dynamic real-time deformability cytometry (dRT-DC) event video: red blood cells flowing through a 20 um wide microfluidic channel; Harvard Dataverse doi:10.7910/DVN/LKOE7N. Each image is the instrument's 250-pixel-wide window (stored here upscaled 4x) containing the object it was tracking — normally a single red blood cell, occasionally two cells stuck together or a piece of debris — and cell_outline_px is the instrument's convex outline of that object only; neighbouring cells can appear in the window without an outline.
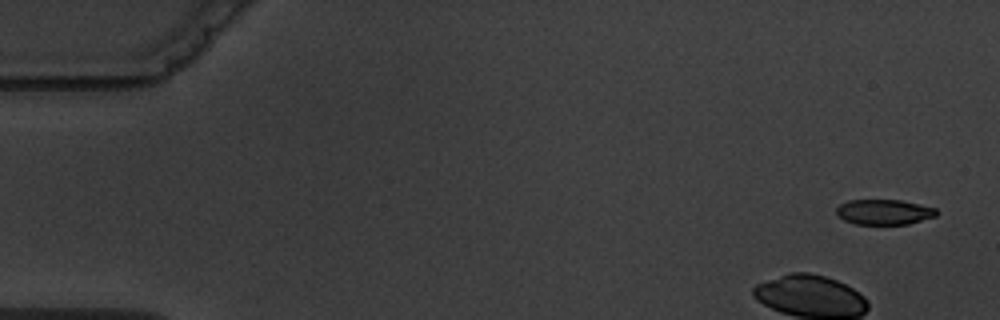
{"species": "common noctule bat (a hibernating species)", "species_latin": "Nyctalus noctula", "temperature_condition": "warm", "stored_images_in_passage": 6, "camera_frame_rate_fps": 3000, "um_per_image_px": 0.085, "animal": {"sex": "male", "body_mass_g": 19.5, "forearm_length_mm": 54.6}, "frame": {"image": 1, "passage_image": 1, "time_ms": 0.0, "image_size_px": [1000, 320], "cell_outline_px": [[936, 216], [908, 224], [856, 224], [844, 220], [836, 212], [836, 208], [840, 204], [848, 200], [900, 200], [920, 204], [936, 208]], "centroid_in_image_um": [75.14, 18.01], "position_along_channel_um": 9.9, "area_um2": 14.62}}